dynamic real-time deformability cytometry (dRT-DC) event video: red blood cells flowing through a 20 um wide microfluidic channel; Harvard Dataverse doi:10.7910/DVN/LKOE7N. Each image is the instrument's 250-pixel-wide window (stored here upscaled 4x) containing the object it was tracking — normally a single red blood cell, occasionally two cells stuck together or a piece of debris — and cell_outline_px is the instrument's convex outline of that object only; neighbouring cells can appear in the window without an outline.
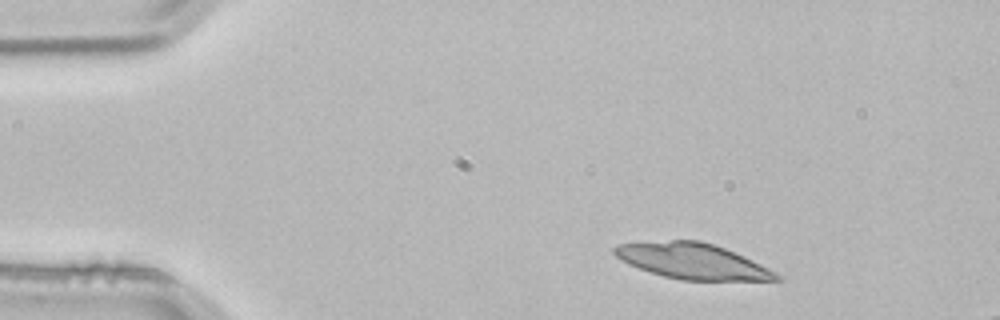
{"species": "common noctule bat (a hibernating species)", "species_latin": "Nyctalus noctula", "temperature_condition": "room temperature", "stored_images_in_passage": 3, "camera_frame_rate_fps": 3000, "um_per_image_px": 0.085, "animal": {"sex": "male", "body_mass_g": 21.5, "forearm_length_mm": 52.0}, "frame": {"image": 1, "passage_image": 1, "time_ms": 0.0, "image_size_px": [1000, 320], "cell_outline_px": [[784, 280], [680, 280], [664, 276], [628, 264], [616, 256], [612, 252], [612, 248], [616, 244], [672, 240], [700, 240], [724, 248], [744, 256], [784, 276]], "centroid_in_image_um": [58.87, 22.2], "position_along_channel_um": 26.1, "area_um2": 33.47}}